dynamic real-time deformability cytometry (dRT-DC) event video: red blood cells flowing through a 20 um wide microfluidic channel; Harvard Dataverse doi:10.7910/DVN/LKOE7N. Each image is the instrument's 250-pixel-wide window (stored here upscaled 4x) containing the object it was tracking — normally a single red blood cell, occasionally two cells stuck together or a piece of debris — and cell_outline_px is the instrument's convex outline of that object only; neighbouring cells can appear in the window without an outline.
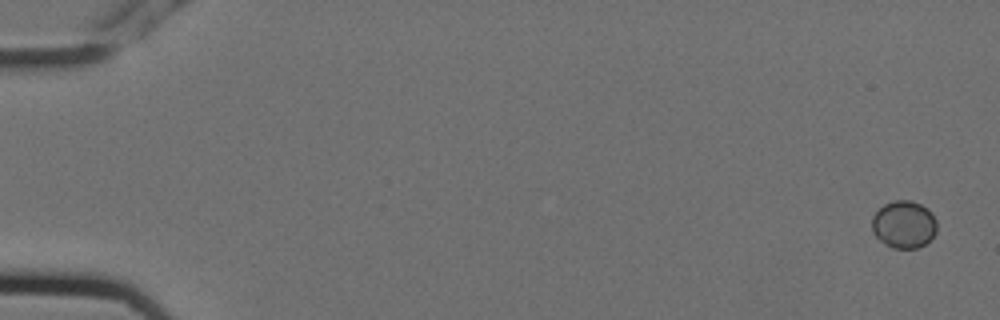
{"species": "Egyptian fruit bat (a non-hibernating species)", "species_latin": "Rousettus aegyptiacus", "temperature_condition": "cold", "stored_images_in_passage": 7, "segment_of_instrument_passage": [1, 2], "camera_frame_rate_fps": 3000, "um_per_image_px": 0.085, "animal": {"sex": "female"}, "frame": {"image": 1, "passage_image": 1, "time_ms": 0.0, "image_size_px": [1000, 320], "cell_outline_px": [[936, 232], [924, 244], [916, 248], [892, 248], [884, 244], [872, 232], [872, 216], [884, 204], [896, 200], [912, 200], [928, 208], [932, 212], [936, 220]], "centroid_in_image_um": [76.82, 19.07], "position_along_channel_um": 8.2, "area_um2": 17.98}}
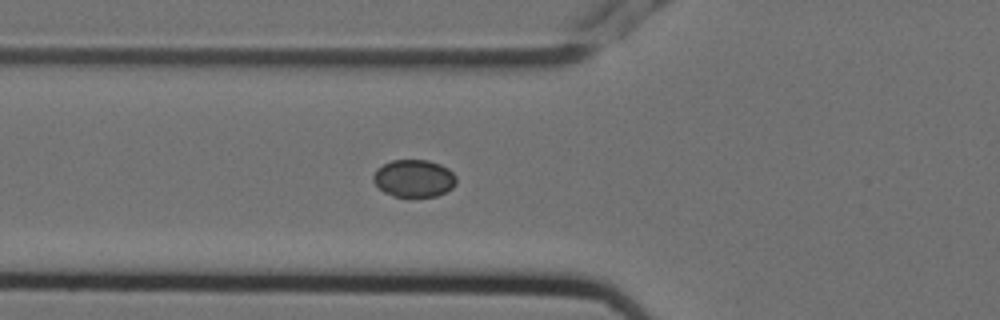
{"frame": {"image": 2, "passage_image": 6, "time_ms": 1.667, "image_size_px": [1000, 320], "cell_outline_px": [[456, 184], [452, 188], [436, 196], [392, 196], [384, 192], [372, 180], [372, 176], [376, 168], [392, 160], [428, 160], [440, 164], [448, 168], [456, 176]], "centroid_in_image_um": [35.17, 15.15], "position_along_channel_um": 90.6, "area_um2": 18.09}}